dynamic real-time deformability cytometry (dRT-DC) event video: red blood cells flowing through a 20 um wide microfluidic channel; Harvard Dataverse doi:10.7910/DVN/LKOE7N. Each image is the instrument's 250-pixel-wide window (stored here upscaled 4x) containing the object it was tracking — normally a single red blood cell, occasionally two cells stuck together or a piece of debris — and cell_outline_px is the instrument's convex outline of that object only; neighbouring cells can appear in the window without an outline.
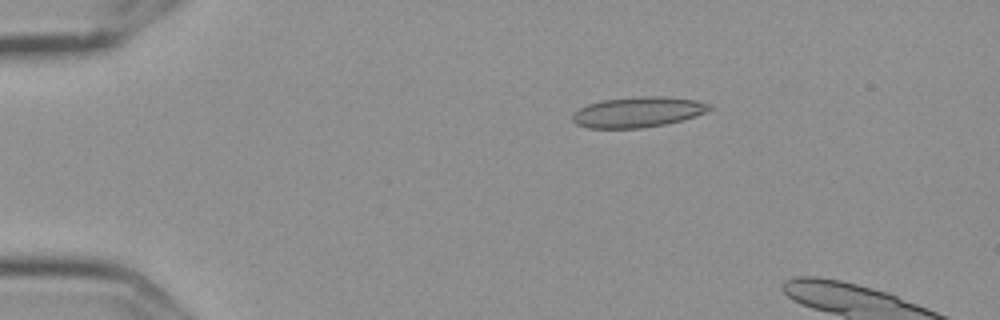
{"species": "Egyptian fruit bat (a non-hibernating species)", "species_latin": "Rousettus aegyptiacus", "temperature_condition": "cold", "stored_images_in_passage": 6, "camera_frame_rate_fps": 3000, "um_per_image_px": 0.085, "frame": {"image": 1, "passage_image": 4, "time_ms": 1.0, "image_size_px": [1000, 320], "cell_outline_px": [[712, 108], [696, 116], [664, 124], [640, 128], [588, 128], [576, 124], [572, 120], [572, 112], [588, 104], [604, 100], [640, 96], [660, 96], [696, 100], [712, 104]], "centroid_in_image_um": [54.2, 9.52], "position_along_channel_um": 30.8, "area_um2": 24.16}}